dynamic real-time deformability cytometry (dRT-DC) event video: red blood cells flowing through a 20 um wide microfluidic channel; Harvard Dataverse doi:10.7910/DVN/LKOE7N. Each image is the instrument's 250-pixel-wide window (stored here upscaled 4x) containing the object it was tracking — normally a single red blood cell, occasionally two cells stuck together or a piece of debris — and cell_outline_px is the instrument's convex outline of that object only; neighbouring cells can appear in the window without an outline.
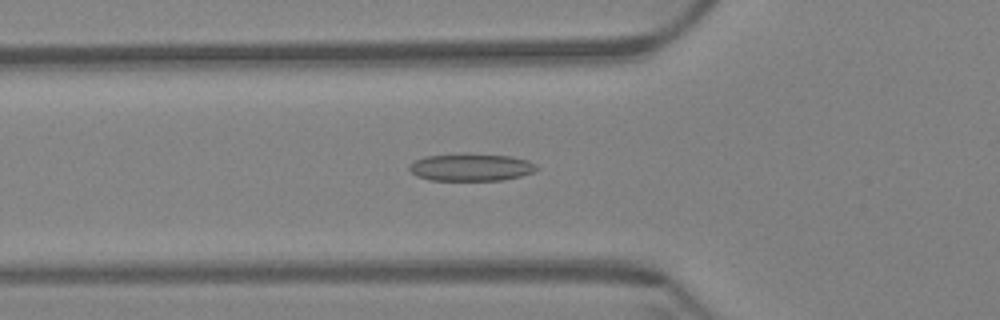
{"species": "Egyptian fruit bat (a non-hibernating species)", "species_latin": "Rousettus aegyptiacus", "temperature_condition": "warm", "stored_images_in_passage": 61, "camera_frame_rate_fps": 3000, "um_per_image_px": 0.085, "animal": {"sex": "female"}, "frame": {"image": 1, "passage_image": 22, "time_ms": 7.0, "image_size_px": [1000, 320], "cell_outline_px": [[540, 168], [532, 172], [520, 176], [504, 180], [432, 180], [416, 176], [408, 168], [408, 164], [424, 156], [512, 156], [528, 160], [536, 164]], "centroid_in_image_um": [40.06, 14.26], "position_along_channel_um": 85.7, "area_um2": 19.54}}
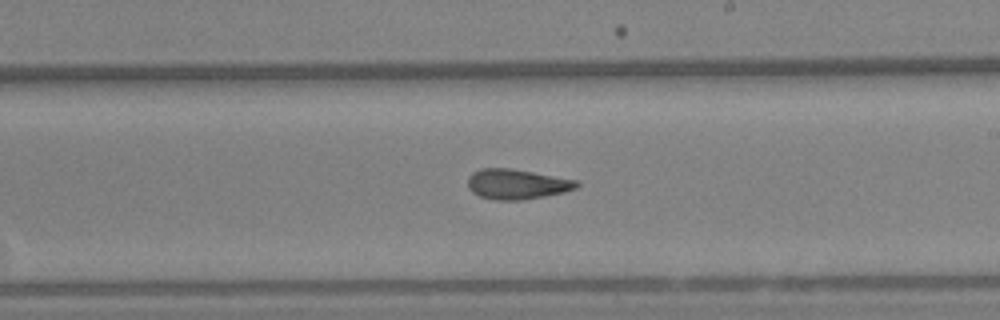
{"frame": {"image": 2, "passage_image": 36, "time_ms": 11.667, "image_size_px": [1000, 320], "cell_outline_px": [[580, 184], [576, 188], [564, 192], [544, 196], [520, 200], [496, 200], [480, 196], [472, 192], [468, 188], [468, 176], [472, 172], [480, 168], [512, 168], [576, 180]], "centroid_in_image_um": [43.9, 15.64], "position_along_channel_um": 245.1, "area_um2": 19.07}}
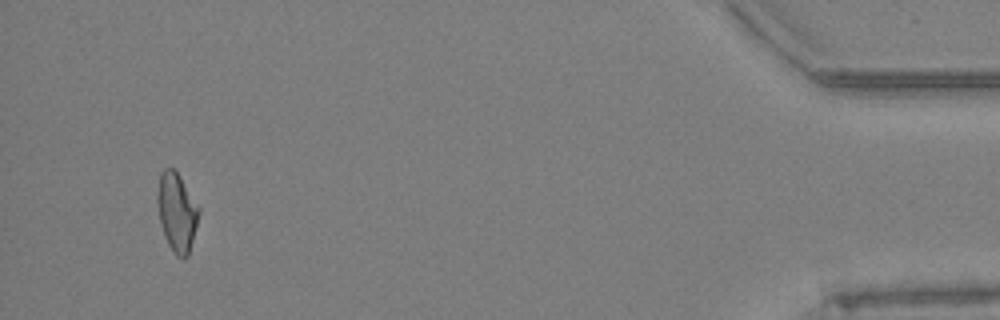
{"frame": {"image": 3, "passage_image": 58, "time_ms": 19.0, "image_size_px": [1000, 320], "cell_outline_px": [[200, 212], [188, 256], [176, 256], [168, 244], [164, 236], [160, 224], [156, 200], [156, 196], [160, 172], [164, 168], [172, 168], [180, 176], [200, 208]], "centroid_in_image_um": [15.01, 18.0], "position_along_channel_um": 420.2, "area_um2": 19.02}, "authors_computed_cell_mechanics": {"area_um2": 19.4786, "velocity_mm_per_s": 3.4202, "shape_relaxation_time_tau1_ms": null, "shape_relaxation_time_tau2_ms": 3.3393, "deformation_change_tau1": null, "deformation_change_tau2": 0.1202}}